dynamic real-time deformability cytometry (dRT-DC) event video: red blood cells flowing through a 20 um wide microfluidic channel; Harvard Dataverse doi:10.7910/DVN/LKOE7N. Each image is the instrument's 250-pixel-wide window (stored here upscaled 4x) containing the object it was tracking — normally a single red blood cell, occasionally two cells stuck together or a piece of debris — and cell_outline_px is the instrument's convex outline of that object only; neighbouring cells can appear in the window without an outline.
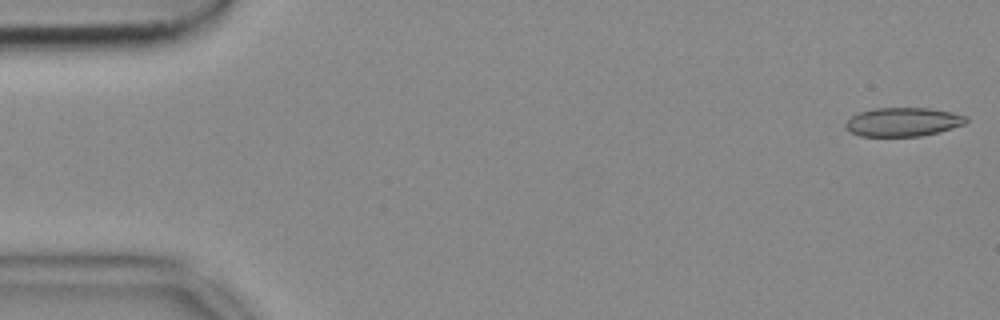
{"species": "common noctule bat (a hibernating species)", "species_latin": "Nyctalus noctula", "temperature_condition": "cold", "stored_images_in_passage": 52, "camera_frame_rate_fps": 3000, "um_per_image_px": 0.085, "animal": {"sex": "female", "body_mass_g": 18.4}, "frame": {"image": 1, "passage_image": 1, "time_ms": 0.0, "image_size_px": [1000, 320], "cell_outline_px": [[968, 120], [964, 124], [952, 128], [920, 136], [860, 136], [848, 132], [844, 128], [844, 124], [852, 116], [860, 112], [872, 108], [928, 108], [952, 112], [968, 116]], "centroid_in_image_um": [76.72, 10.36], "position_along_channel_um": 8.3, "area_um2": 20.29}}
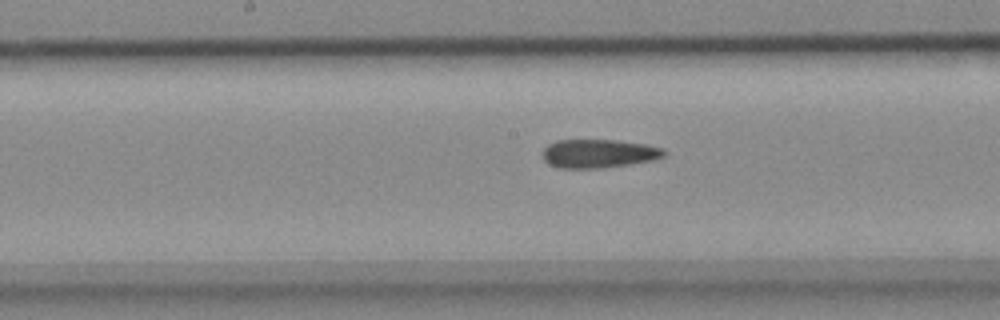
{"frame": {"image": 2, "passage_image": 26, "time_ms": 8.333, "image_size_px": [1000, 320], "cell_outline_px": [[668, 152], [664, 156], [656, 160], [632, 164], [600, 168], [560, 168], [548, 164], [544, 160], [540, 152], [548, 144], [556, 140], [616, 140], [644, 144], [664, 148]], "centroid_in_image_um": [50.89, 13.05], "position_along_channel_um": 197.3, "area_um2": 20.58}}
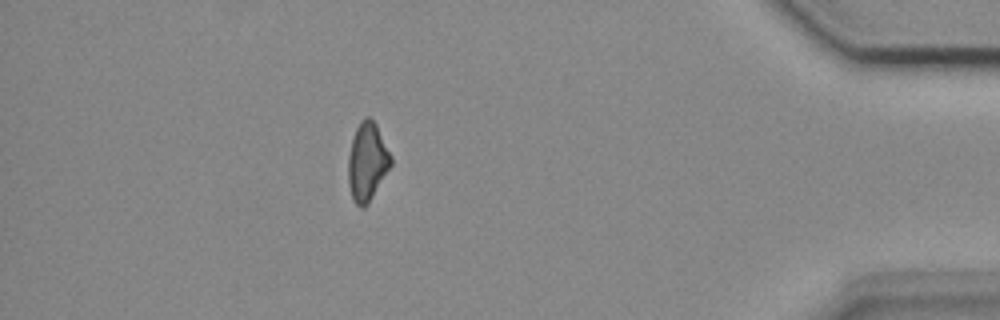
{"frame": {"image": 3, "passage_image": 46, "time_ms": 15.0, "image_size_px": [1000, 320], "cell_outline_px": [[392, 164], [368, 204], [364, 208], [360, 208], [352, 200], [348, 184], [348, 156], [352, 140], [356, 128], [360, 120], [364, 116], [368, 116], [376, 124], [392, 156]], "centroid_in_image_um": [31.21, 13.76], "position_along_channel_um": 404.0, "area_um2": 19.59}}